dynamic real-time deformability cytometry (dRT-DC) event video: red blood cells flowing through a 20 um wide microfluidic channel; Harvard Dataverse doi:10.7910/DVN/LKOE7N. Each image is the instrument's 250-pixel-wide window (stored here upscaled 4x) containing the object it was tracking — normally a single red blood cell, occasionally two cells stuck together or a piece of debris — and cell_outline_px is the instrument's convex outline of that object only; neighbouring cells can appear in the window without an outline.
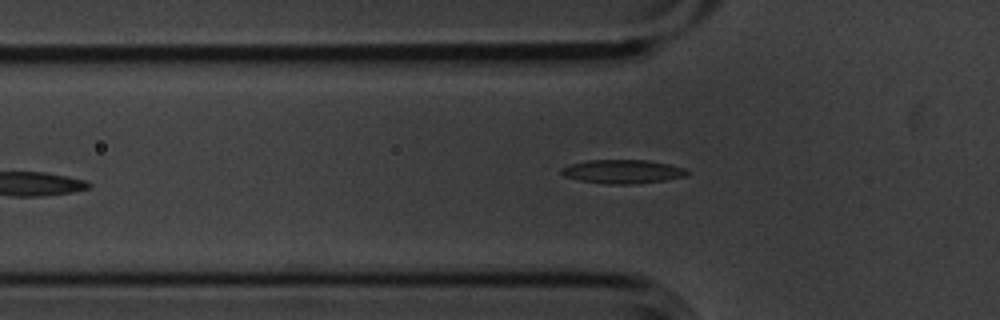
{"species": "common noctule bat (a hibernating species)", "species_latin": "Nyctalus noctula", "temperature_condition": "cold", "stored_images_in_passage": 6, "camera_frame_rate_fps": 3000, "um_per_image_px": 0.085, "animal": {"sex": "male", "body_mass_g": 20.1, "forearm_length_mm": 53.5}, "frame": {"image": 1, "passage_image": 6, "time_ms": 1.667, "image_size_px": [1000, 320], "cell_outline_px": [[688, 176], [664, 180], [632, 184], [608, 184], [580, 180], [564, 176], [560, 172], [560, 168], [572, 164], [588, 160], [648, 160], [668, 164], [684, 168], [688, 172]], "centroid_in_image_um": [52.92, 14.58], "position_along_channel_um": 72.9, "area_um2": 17.28}}